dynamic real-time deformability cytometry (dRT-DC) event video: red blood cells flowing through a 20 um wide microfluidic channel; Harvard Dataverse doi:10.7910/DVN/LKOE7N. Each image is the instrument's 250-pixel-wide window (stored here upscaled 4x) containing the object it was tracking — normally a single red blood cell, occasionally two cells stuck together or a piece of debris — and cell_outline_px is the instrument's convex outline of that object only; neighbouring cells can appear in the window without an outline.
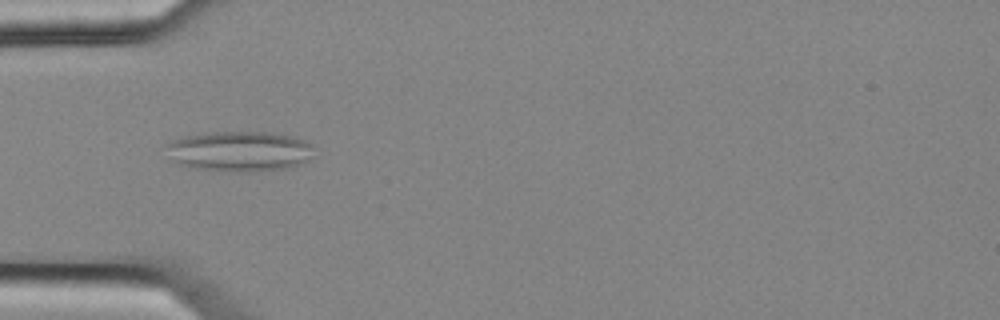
{"species": "common noctule bat (a hibernating species)", "species_latin": "Nyctalus noctula", "temperature_condition": "cold", "stored_images_in_passage": 3, "camera_frame_rate_fps": 3000, "um_per_image_px": 0.085, "animal": {"sex": "female", "body_mass_g": 25.1}, "frame": {"image": 1, "passage_image": 2, "time_ms": 0.333, "image_size_px": [1000, 320], "cell_outline_px": [[312, 160], [288, 168], [248, 172], [232, 172], [196, 168], [180, 164], [172, 160], [164, 144], [172, 140], [184, 136], [204, 132], [268, 132], [292, 136], [304, 140], [312, 144]], "centroid_in_image_um": [20.37, 12.85], "position_along_channel_um": 64.6, "area_um2": 35.03}}